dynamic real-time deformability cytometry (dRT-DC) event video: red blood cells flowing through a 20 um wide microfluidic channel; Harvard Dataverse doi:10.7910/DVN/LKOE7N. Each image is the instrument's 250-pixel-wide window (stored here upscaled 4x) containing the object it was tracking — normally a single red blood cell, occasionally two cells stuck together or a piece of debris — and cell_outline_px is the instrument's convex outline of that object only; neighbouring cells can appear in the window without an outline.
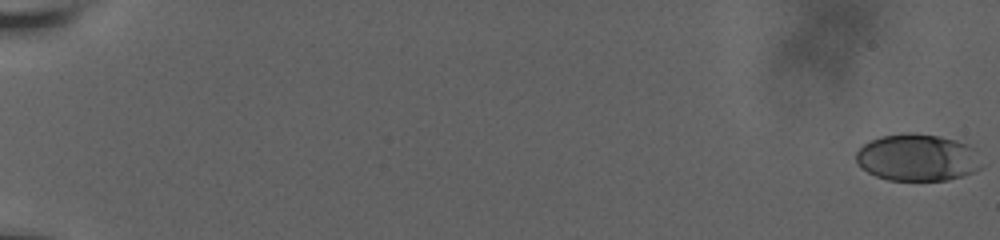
{"species": "human", "species_latin": "Homo sapiens", "temperature_condition": "room temperature", "stored_images_in_passage": 11, "camera_frame_rate_fps": 3000, "um_per_image_px": 0.085, "donor": {"sex": "male"}, "frame": {"image": 1, "passage_image": 1, "time_ms": 0.0, "image_size_px": [1000, 240], "cell_outline_px": [[980, 168], [972, 172], [948, 180], [888, 180], [876, 176], [860, 168], [856, 160], [856, 152], [868, 140], [880, 136], [904, 132], [916, 132], [940, 136], [956, 140], [968, 144], [976, 148]], "centroid_in_image_um": [77.94, 13.37], "position_along_channel_um": 7.1, "area_um2": 34.62}}
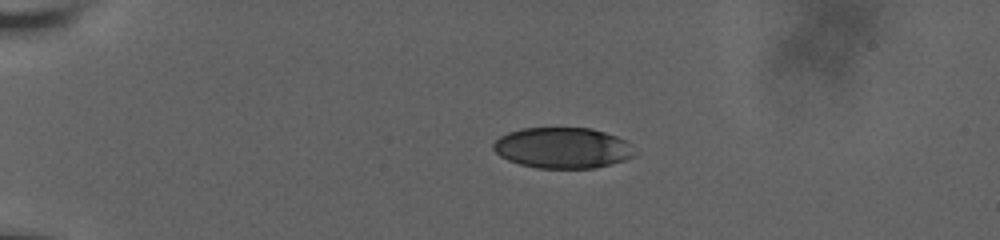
{"frame": {"image": 2, "passage_image": 8, "time_ms": 5.333, "image_size_px": [1000, 240], "cell_outline_px": [[632, 156], [624, 160], [592, 168], [536, 168], [520, 164], [508, 160], [500, 156], [492, 148], [492, 144], [500, 136], [508, 132], [520, 128], [592, 128], [616, 136], [632, 144]], "centroid_in_image_um": [47.77, 12.56], "position_along_channel_um": 37.2, "area_um2": 33.41}}
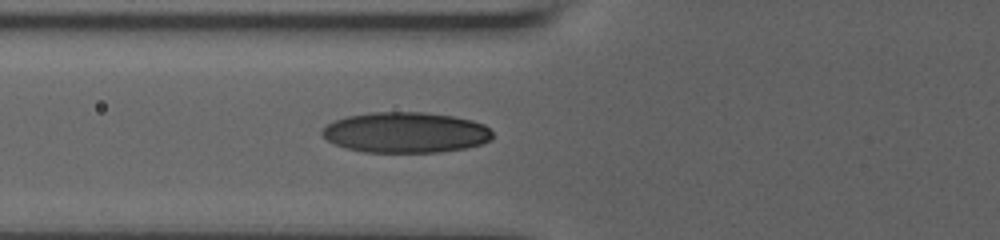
{"frame": {"image": 3, "passage_image": 11, "time_ms": 8.667, "image_size_px": [1000, 240], "cell_outline_px": [[492, 140], [480, 144], [464, 148], [440, 152], [364, 152], [344, 148], [328, 140], [320, 132], [328, 124], [336, 120], [348, 116], [368, 112], [424, 112], [452, 116], [472, 120], [484, 124], [492, 132]], "centroid_in_image_um": [34.49, 11.26], "position_along_channel_um": 91.3, "area_um2": 40.29}}